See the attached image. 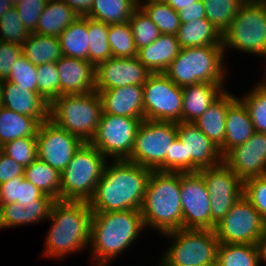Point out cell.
I'll list each match as a JSON object with an SVG mask.
<instances>
[{
  "mask_svg": "<svg viewBox=\"0 0 266 266\" xmlns=\"http://www.w3.org/2000/svg\"><path fill=\"white\" fill-rule=\"evenodd\" d=\"M107 162L88 201L92 212L141 210L151 169L129 160Z\"/></svg>",
  "mask_w": 266,
  "mask_h": 266,
  "instance_id": "6da1fadb",
  "label": "cell"
},
{
  "mask_svg": "<svg viewBox=\"0 0 266 266\" xmlns=\"http://www.w3.org/2000/svg\"><path fill=\"white\" fill-rule=\"evenodd\" d=\"M145 229L140 210L93 212L89 247L97 266H107ZM124 250V251H123Z\"/></svg>",
  "mask_w": 266,
  "mask_h": 266,
  "instance_id": "7a4b0ae2",
  "label": "cell"
},
{
  "mask_svg": "<svg viewBox=\"0 0 266 266\" xmlns=\"http://www.w3.org/2000/svg\"><path fill=\"white\" fill-rule=\"evenodd\" d=\"M93 212L87 201L57 200L47 220L52 221L45 237L46 257L60 259L89 246Z\"/></svg>",
  "mask_w": 266,
  "mask_h": 266,
  "instance_id": "3957f363",
  "label": "cell"
},
{
  "mask_svg": "<svg viewBox=\"0 0 266 266\" xmlns=\"http://www.w3.org/2000/svg\"><path fill=\"white\" fill-rule=\"evenodd\" d=\"M140 211L145 228L161 234L182 229L180 172L152 170Z\"/></svg>",
  "mask_w": 266,
  "mask_h": 266,
  "instance_id": "277c9868",
  "label": "cell"
},
{
  "mask_svg": "<svg viewBox=\"0 0 266 266\" xmlns=\"http://www.w3.org/2000/svg\"><path fill=\"white\" fill-rule=\"evenodd\" d=\"M223 45L181 48L164 74L179 87L208 82L225 84Z\"/></svg>",
  "mask_w": 266,
  "mask_h": 266,
  "instance_id": "5b68a950",
  "label": "cell"
},
{
  "mask_svg": "<svg viewBox=\"0 0 266 266\" xmlns=\"http://www.w3.org/2000/svg\"><path fill=\"white\" fill-rule=\"evenodd\" d=\"M102 112L97 91L61 95L50 103L49 119L82 142H90L97 131Z\"/></svg>",
  "mask_w": 266,
  "mask_h": 266,
  "instance_id": "8992f818",
  "label": "cell"
},
{
  "mask_svg": "<svg viewBox=\"0 0 266 266\" xmlns=\"http://www.w3.org/2000/svg\"><path fill=\"white\" fill-rule=\"evenodd\" d=\"M107 158L84 142L61 172L60 201H89L102 177Z\"/></svg>",
  "mask_w": 266,
  "mask_h": 266,
  "instance_id": "52a82bcc",
  "label": "cell"
},
{
  "mask_svg": "<svg viewBox=\"0 0 266 266\" xmlns=\"http://www.w3.org/2000/svg\"><path fill=\"white\" fill-rule=\"evenodd\" d=\"M224 53L230 47L266 58V0H245L222 34Z\"/></svg>",
  "mask_w": 266,
  "mask_h": 266,
  "instance_id": "ba28073f",
  "label": "cell"
},
{
  "mask_svg": "<svg viewBox=\"0 0 266 266\" xmlns=\"http://www.w3.org/2000/svg\"><path fill=\"white\" fill-rule=\"evenodd\" d=\"M173 238L160 266H216L219 240L214 230L179 229L162 234Z\"/></svg>",
  "mask_w": 266,
  "mask_h": 266,
  "instance_id": "9c48e42d",
  "label": "cell"
},
{
  "mask_svg": "<svg viewBox=\"0 0 266 266\" xmlns=\"http://www.w3.org/2000/svg\"><path fill=\"white\" fill-rule=\"evenodd\" d=\"M178 137L177 123L143 120L136 132L129 161L151 170L165 172V159Z\"/></svg>",
  "mask_w": 266,
  "mask_h": 266,
  "instance_id": "30bf717a",
  "label": "cell"
},
{
  "mask_svg": "<svg viewBox=\"0 0 266 266\" xmlns=\"http://www.w3.org/2000/svg\"><path fill=\"white\" fill-rule=\"evenodd\" d=\"M214 232L219 243L260 245L266 232V223L242 196L215 225Z\"/></svg>",
  "mask_w": 266,
  "mask_h": 266,
  "instance_id": "8fae6325",
  "label": "cell"
},
{
  "mask_svg": "<svg viewBox=\"0 0 266 266\" xmlns=\"http://www.w3.org/2000/svg\"><path fill=\"white\" fill-rule=\"evenodd\" d=\"M144 118H131L103 113L90 143L106 158L128 160L139 125Z\"/></svg>",
  "mask_w": 266,
  "mask_h": 266,
  "instance_id": "7c38bea8",
  "label": "cell"
},
{
  "mask_svg": "<svg viewBox=\"0 0 266 266\" xmlns=\"http://www.w3.org/2000/svg\"><path fill=\"white\" fill-rule=\"evenodd\" d=\"M142 86L145 120L182 122V87L164 73H152Z\"/></svg>",
  "mask_w": 266,
  "mask_h": 266,
  "instance_id": "4fadbf2b",
  "label": "cell"
},
{
  "mask_svg": "<svg viewBox=\"0 0 266 266\" xmlns=\"http://www.w3.org/2000/svg\"><path fill=\"white\" fill-rule=\"evenodd\" d=\"M210 196L211 230L243 196V181L224 163L198 171Z\"/></svg>",
  "mask_w": 266,
  "mask_h": 266,
  "instance_id": "5bb4252c",
  "label": "cell"
},
{
  "mask_svg": "<svg viewBox=\"0 0 266 266\" xmlns=\"http://www.w3.org/2000/svg\"><path fill=\"white\" fill-rule=\"evenodd\" d=\"M183 229L211 230L210 196L199 172L180 173Z\"/></svg>",
  "mask_w": 266,
  "mask_h": 266,
  "instance_id": "9a60e30c",
  "label": "cell"
},
{
  "mask_svg": "<svg viewBox=\"0 0 266 266\" xmlns=\"http://www.w3.org/2000/svg\"><path fill=\"white\" fill-rule=\"evenodd\" d=\"M36 140L38 159L60 173L71 161L75 151L84 143L50 119L40 124Z\"/></svg>",
  "mask_w": 266,
  "mask_h": 266,
  "instance_id": "2e32d148",
  "label": "cell"
},
{
  "mask_svg": "<svg viewBox=\"0 0 266 266\" xmlns=\"http://www.w3.org/2000/svg\"><path fill=\"white\" fill-rule=\"evenodd\" d=\"M177 134L185 145L186 172H198L223 162L220 148L193 122H177Z\"/></svg>",
  "mask_w": 266,
  "mask_h": 266,
  "instance_id": "e0dca14e",
  "label": "cell"
},
{
  "mask_svg": "<svg viewBox=\"0 0 266 266\" xmlns=\"http://www.w3.org/2000/svg\"><path fill=\"white\" fill-rule=\"evenodd\" d=\"M223 162L243 182L266 175V134L256 131L247 142L231 149Z\"/></svg>",
  "mask_w": 266,
  "mask_h": 266,
  "instance_id": "ac0fdd59",
  "label": "cell"
},
{
  "mask_svg": "<svg viewBox=\"0 0 266 266\" xmlns=\"http://www.w3.org/2000/svg\"><path fill=\"white\" fill-rule=\"evenodd\" d=\"M151 74L137 57H111L96 67V91L126 85L142 86Z\"/></svg>",
  "mask_w": 266,
  "mask_h": 266,
  "instance_id": "d6986e66",
  "label": "cell"
},
{
  "mask_svg": "<svg viewBox=\"0 0 266 266\" xmlns=\"http://www.w3.org/2000/svg\"><path fill=\"white\" fill-rule=\"evenodd\" d=\"M55 64L59 74L60 96L96 91V68L89 61L62 56Z\"/></svg>",
  "mask_w": 266,
  "mask_h": 266,
  "instance_id": "ffe728a7",
  "label": "cell"
},
{
  "mask_svg": "<svg viewBox=\"0 0 266 266\" xmlns=\"http://www.w3.org/2000/svg\"><path fill=\"white\" fill-rule=\"evenodd\" d=\"M0 101L2 107L35 118L40 124L49 120L50 103L39 93L18 88L8 80H2Z\"/></svg>",
  "mask_w": 266,
  "mask_h": 266,
  "instance_id": "44dd1931",
  "label": "cell"
},
{
  "mask_svg": "<svg viewBox=\"0 0 266 266\" xmlns=\"http://www.w3.org/2000/svg\"><path fill=\"white\" fill-rule=\"evenodd\" d=\"M103 113L131 118H144L143 86L126 85L97 91Z\"/></svg>",
  "mask_w": 266,
  "mask_h": 266,
  "instance_id": "7402d4cb",
  "label": "cell"
},
{
  "mask_svg": "<svg viewBox=\"0 0 266 266\" xmlns=\"http://www.w3.org/2000/svg\"><path fill=\"white\" fill-rule=\"evenodd\" d=\"M225 126L224 145L220 148L223 157L234 147L247 142L256 132L247 107L240 98L227 108Z\"/></svg>",
  "mask_w": 266,
  "mask_h": 266,
  "instance_id": "603a6c76",
  "label": "cell"
},
{
  "mask_svg": "<svg viewBox=\"0 0 266 266\" xmlns=\"http://www.w3.org/2000/svg\"><path fill=\"white\" fill-rule=\"evenodd\" d=\"M225 84L202 82L182 87V122H195L225 90Z\"/></svg>",
  "mask_w": 266,
  "mask_h": 266,
  "instance_id": "cb8c5ba5",
  "label": "cell"
},
{
  "mask_svg": "<svg viewBox=\"0 0 266 266\" xmlns=\"http://www.w3.org/2000/svg\"><path fill=\"white\" fill-rule=\"evenodd\" d=\"M236 99L237 96L227 92V90L224 91L194 122L203 134L219 148L224 145L227 108Z\"/></svg>",
  "mask_w": 266,
  "mask_h": 266,
  "instance_id": "d4e9b609",
  "label": "cell"
},
{
  "mask_svg": "<svg viewBox=\"0 0 266 266\" xmlns=\"http://www.w3.org/2000/svg\"><path fill=\"white\" fill-rule=\"evenodd\" d=\"M176 35L161 34L151 44L137 50V58L151 73H164L180 52Z\"/></svg>",
  "mask_w": 266,
  "mask_h": 266,
  "instance_id": "484cf974",
  "label": "cell"
},
{
  "mask_svg": "<svg viewBox=\"0 0 266 266\" xmlns=\"http://www.w3.org/2000/svg\"><path fill=\"white\" fill-rule=\"evenodd\" d=\"M79 16L65 1L48 0L38 19L36 33L59 37Z\"/></svg>",
  "mask_w": 266,
  "mask_h": 266,
  "instance_id": "4316f807",
  "label": "cell"
},
{
  "mask_svg": "<svg viewBox=\"0 0 266 266\" xmlns=\"http://www.w3.org/2000/svg\"><path fill=\"white\" fill-rule=\"evenodd\" d=\"M176 37L181 48L222 45V35L206 18L180 24Z\"/></svg>",
  "mask_w": 266,
  "mask_h": 266,
  "instance_id": "83f0119b",
  "label": "cell"
},
{
  "mask_svg": "<svg viewBox=\"0 0 266 266\" xmlns=\"http://www.w3.org/2000/svg\"><path fill=\"white\" fill-rule=\"evenodd\" d=\"M40 123L27 115L0 107V147L7 142L22 138L36 137Z\"/></svg>",
  "mask_w": 266,
  "mask_h": 266,
  "instance_id": "f1b7e54d",
  "label": "cell"
},
{
  "mask_svg": "<svg viewBox=\"0 0 266 266\" xmlns=\"http://www.w3.org/2000/svg\"><path fill=\"white\" fill-rule=\"evenodd\" d=\"M24 178L15 177L0 185V204L18 203L26 206L31 202H56Z\"/></svg>",
  "mask_w": 266,
  "mask_h": 266,
  "instance_id": "f546056e",
  "label": "cell"
},
{
  "mask_svg": "<svg viewBox=\"0 0 266 266\" xmlns=\"http://www.w3.org/2000/svg\"><path fill=\"white\" fill-rule=\"evenodd\" d=\"M23 54L32 64L39 66L45 63H56L62 52L58 37L30 33L22 46Z\"/></svg>",
  "mask_w": 266,
  "mask_h": 266,
  "instance_id": "4dcf8cb0",
  "label": "cell"
},
{
  "mask_svg": "<svg viewBox=\"0 0 266 266\" xmlns=\"http://www.w3.org/2000/svg\"><path fill=\"white\" fill-rule=\"evenodd\" d=\"M87 17L79 16L60 35L63 56L89 61V36Z\"/></svg>",
  "mask_w": 266,
  "mask_h": 266,
  "instance_id": "1f68e13d",
  "label": "cell"
},
{
  "mask_svg": "<svg viewBox=\"0 0 266 266\" xmlns=\"http://www.w3.org/2000/svg\"><path fill=\"white\" fill-rule=\"evenodd\" d=\"M139 0H93L90 11L85 15L105 24L124 23L130 20Z\"/></svg>",
  "mask_w": 266,
  "mask_h": 266,
  "instance_id": "d6a6232c",
  "label": "cell"
},
{
  "mask_svg": "<svg viewBox=\"0 0 266 266\" xmlns=\"http://www.w3.org/2000/svg\"><path fill=\"white\" fill-rule=\"evenodd\" d=\"M261 246L253 244L219 243L216 266H260Z\"/></svg>",
  "mask_w": 266,
  "mask_h": 266,
  "instance_id": "836d02e7",
  "label": "cell"
},
{
  "mask_svg": "<svg viewBox=\"0 0 266 266\" xmlns=\"http://www.w3.org/2000/svg\"><path fill=\"white\" fill-rule=\"evenodd\" d=\"M23 176L44 194L60 200L61 173L40 159L24 168Z\"/></svg>",
  "mask_w": 266,
  "mask_h": 266,
  "instance_id": "e575fe53",
  "label": "cell"
},
{
  "mask_svg": "<svg viewBox=\"0 0 266 266\" xmlns=\"http://www.w3.org/2000/svg\"><path fill=\"white\" fill-rule=\"evenodd\" d=\"M138 6L159 28L161 34H177L181 24L178 12L166 1L139 0Z\"/></svg>",
  "mask_w": 266,
  "mask_h": 266,
  "instance_id": "d590c367",
  "label": "cell"
},
{
  "mask_svg": "<svg viewBox=\"0 0 266 266\" xmlns=\"http://www.w3.org/2000/svg\"><path fill=\"white\" fill-rule=\"evenodd\" d=\"M87 31L89 34V62L96 68L100 63L112 57L108 42L109 25L87 17Z\"/></svg>",
  "mask_w": 266,
  "mask_h": 266,
  "instance_id": "8d00e7d4",
  "label": "cell"
},
{
  "mask_svg": "<svg viewBox=\"0 0 266 266\" xmlns=\"http://www.w3.org/2000/svg\"><path fill=\"white\" fill-rule=\"evenodd\" d=\"M206 10V19L222 35L238 13L245 0H202Z\"/></svg>",
  "mask_w": 266,
  "mask_h": 266,
  "instance_id": "74e56055",
  "label": "cell"
},
{
  "mask_svg": "<svg viewBox=\"0 0 266 266\" xmlns=\"http://www.w3.org/2000/svg\"><path fill=\"white\" fill-rule=\"evenodd\" d=\"M108 42L111 47L112 57H137V49L135 47L133 32L129 21L109 24Z\"/></svg>",
  "mask_w": 266,
  "mask_h": 266,
  "instance_id": "f35d334b",
  "label": "cell"
},
{
  "mask_svg": "<svg viewBox=\"0 0 266 266\" xmlns=\"http://www.w3.org/2000/svg\"><path fill=\"white\" fill-rule=\"evenodd\" d=\"M240 100L247 107L255 130L266 134V80L259 82Z\"/></svg>",
  "mask_w": 266,
  "mask_h": 266,
  "instance_id": "ab89813d",
  "label": "cell"
},
{
  "mask_svg": "<svg viewBox=\"0 0 266 266\" xmlns=\"http://www.w3.org/2000/svg\"><path fill=\"white\" fill-rule=\"evenodd\" d=\"M129 24L137 50L151 44L161 35L159 28L139 6L133 11Z\"/></svg>",
  "mask_w": 266,
  "mask_h": 266,
  "instance_id": "60d3db41",
  "label": "cell"
},
{
  "mask_svg": "<svg viewBox=\"0 0 266 266\" xmlns=\"http://www.w3.org/2000/svg\"><path fill=\"white\" fill-rule=\"evenodd\" d=\"M30 32L19 18L15 7L7 10L0 17V41L23 46Z\"/></svg>",
  "mask_w": 266,
  "mask_h": 266,
  "instance_id": "b9f144b4",
  "label": "cell"
},
{
  "mask_svg": "<svg viewBox=\"0 0 266 266\" xmlns=\"http://www.w3.org/2000/svg\"><path fill=\"white\" fill-rule=\"evenodd\" d=\"M0 149L24 168L38 158L36 137L18 138L5 143Z\"/></svg>",
  "mask_w": 266,
  "mask_h": 266,
  "instance_id": "7bdbcfd3",
  "label": "cell"
},
{
  "mask_svg": "<svg viewBox=\"0 0 266 266\" xmlns=\"http://www.w3.org/2000/svg\"><path fill=\"white\" fill-rule=\"evenodd\" d=\"M37 87L39 94L51 103L60 96L59 74L55 63L37 66Z\"/></svg>",
  "mask_w": 266,
  "mask_h": 266,
  "instance_id": "ee69618b",
  "label": "cell"
},
{
  "mask_svg": "<svg viewBox=\"0 0 266 266\" xmlns=\"http://www.w3.org/2000/svg\"><path fill=\"white\" fill-rule=\"evenodd\" d=\"M37 66L32 64L22 53L15 61L10 74L6 80L33 92H38L37 87Z\"/></svg>",
  "mask_w": 266,
  "mask_h": 266,
  "instance_id": "f6af8a7d",
  "label": "cell"
},
{
  "mask_svg": "<svg viewBox=\"0 0 266 266\" xmlns=\"http://www.w3.org/2000/svg\"><path fill=\"white\" fill-rule=\"evenodd\" d=\"M243 196L258 211L266 223V175L244 181Z\"/></svg>",
  "mask_w": 266,
  "mask_h": 266,
  "instance_id": "bcb514c9",
  "label": "cell"
},
{
  "mask_svg": "<svg viewBox=\"0 0 266 266\" xmlns=\"http://www.w3.org/2000/svg\"><path fill=\"white\" fill-rule=\"evenodd\" d=\"M48 0H22L14 5L28 32H36L38 19Z\"/></svg>",
  "mask_w": 266,
  "mask_h": 266,
  "instance_id": "7dc6e473",
  "label": "cell"
},
{
  "mask_svg": "<svg viewBox=\"0 0 266 266\" xmlns=\"http://www.w3.org/2000/svg\"><path fill=\"white\" fill-rule=\"evenodd\" d=\"M22 53L21 46L0 41V80L8 78L12 66Z\"/></svg>",
  "mask_w": 266,
  "mask_h": 266,
  "instance_id": "c3c4849f",
  "label": "cell"
},
{
  "mask_svg": "<svg viewBox=\"0 0 266 266\" xmlns=\"http://www.w3.org/2000/svg\"><path fill=\"white\" fill-rule=\"evenodd\" d=\"M25 206L18 203L1 204L2 229L26 225Z\"/></svg>",
  "mask_w": 266,
  "mask_h": 266,
  "instance_id": "681fc988",
  "label": "cell"
},
{
  "mask_svg": "<svg viewBox=\"0 0 266 266\" xmlns=\"http://www.w3.org/2000/svg\"><path fill=\"white\" fill-rule=\"evenodd\" d=\"M165 172L186 173L185 145L177 137L171 145L170 155L165 159Z\"/></svg>",
  "mask_w": 266,
  "mask_h": 266,
  "instance_id": "f907efd6",
  "label": "cell"
},
{
  "mask_svg": "<svg viewBox=\"0 0 266 266\" xmlns=\"http://www.w3.org/2000/svg\"><path fill=\"white\" fill-rule=\"evenodd\" d=\"M55 202H31L24 208L26 213V224L47 220Z\"/></svg>",
  "mask_w": 266,
  "mask_h": 266,
  "instance_id": "816d5d0a",
  "label": "cell"
},
{
  "mask_svg": "<svg viewBox=\"0 0 266 266\" xmlns=\"http://www.w3.org/2000/svg\"><path fill=\"white\" fill-rule=\"evenodd\" d=\"M23 173L24 167L0 150V185Z\"/></svg>",
  "mask_w": 266,
  "mask_h": 266,
  "instance_id": "f5cc1de1",
  "label": "cell"
},
{
  "mask_svg": "<svg viewBox=\"0 0 266 266\" xmlns=\"http://www.w3.org/2000/svg\"><path fill=\"white\" fill-rule=\"evenodd\" d=\"M178 16L181 24L200 18H206V10L203 5V1L199 0L193 2V5L178 11Z\"/></svg>",
  "mask_w": 266,
  "mask_h": 266,
  "instance_id": "db71d44e",
  "label": "cell"
},
{
  "mask_svg": "<svg viewBox=\"0 0 266 266\" xmlns=\"http://www.w3.org/2000/svg\"><path fill=\"white\" fill-rule=\"evenodd\" d=\"M65 1L77 14L85 16L91 9L93 0H62Z\"/></svg>",
  "mask_w": 266,
  "mask_h": 266,
  "instance_id": "11a10c76",
  "label": "cell"
},
{
  "mask_svg": "<svg viewBox=\"0 0 266 266\" xmlns=\"http://www.w3.org/2000/svg\"><path fill=\"white\" fill-rule=\"evenodd\" d=\"M196 1L199 0H166V2L177 12L193 5V2Z\"/></svg>",
  "mask_w": 266,
  "mask_h": 266,
  "instance_id": "9f6ffc18",
  "label": "cell"
},
{
  "mask_svg": "<svg viewBox=\"0 0 266 266\" xmlns=\"http://www.w3.org/2000/svg\"><path fill=\"white\" fill-rule=\"evenodd\" d=\"M12 7H14V5L11 0H0V17Z\"/></svg>",
  "mask_w": 266,
  "mask_h": 266,
  "instance_id": "6f0895ef",
  "label": "cell"
},
{
  "mask_svg": "<svg viewBox=\"0 0 266 266\" xmlns=\"http://www.w3.org/2000/svg\"><path fill=\"white\" fill-rule=\"evenodd\" d=\"M260 246H261L262 260L266 262V232L262 238Z\"/></svg>",
  "mask_w": 266,
  "mask_h": 266,
  "instance_id": "680465c9",
  "label": "cell"
},
{
  "mask_svg": "<svg viewBox=\"0 0 266 266\" xmlns=\"http://www.w3.org/2000/svg\"><path fill=\"white\" fill-rule=\"evenodd\" d=\"M22 0H11V2L13 3V5L20 3Z\"/></svg>",
  "mask_w": 266,
  "mask_h": 266,
  "instance_id": "91938a15",
  "label": "cell"
},
{
  "mask_svg": "<svg viewBox=\"0 0 266 266\" xmlns=\"http://www.w3.org/2000/svg\"><path fill=\"white\" fill-rule=\"evenodd\" d=\"M1 88H2V80H0V96H1ZM0 107H1V101H0Z\"/></svg>",
  "mask_w": 266,
  "mask_h": 266,
  "instance_id": "94428289",
  "label": "cell"
},
{
  "mask_svg": "<svg viewBox=\"0 0 266 266\" xmlns=\"http://www.w3.org/2000/svg\"><path fill=\"white\" fill-rule=\"evenodd\" d=\"M0 229H2V226H1V204H0Z\"/></svg>",
  "mask_w": 266,
  "mask_h": 266,
  "instance_id": "6125c7cd",
  "label": "cell"
}]
</instances>
